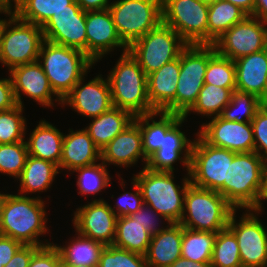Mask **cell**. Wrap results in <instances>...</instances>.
Returning a JSON list of instances; mask_svg holds the SVG:
<instances>
[{
    "label": "cell",
    "mask_w": 267,
    "mask_h": 267,
    "mask_svg": "<svg viewBox=\"0 0 267 267\" xmlns=\"http://www.w3.org/2000/svg\"><path fill=\"white\" fill-rule=\"evenodd\" d=\"M41 198L0 192V234L23 245L53 244L39 240L41 235L48 234L46 203Z\"/></svg>",
    "instance_id": "obj_1"
},
{
    "label": "cell",
    "mask_w": 267,
    "mask_h": 267,
    "mask_svg": "<svg viewBox=\"0 0 267 267\" xmlns=\"http://www.w3.org/2000/svg\"><path fill=\"white\" fill-rule=\"evenodd\" d=\"M267 163L255 152L235 153L229 162L224 198L236 209H265Z\"/></svg>",
    "instance_id": "obj_2"
},
{
    "label": "cell",
    "mask_w": 267,
    "mask_h": 267,
    "mask_svg": "<svg viewBox=\"0 0 267 267\" xmlns=\"http://www.w3.org/2000/svg\"><path fill=\"white\" fill-rule=\"evenodd\" d=\"M121 53L107 75L113 107L126 110L134 117L156 112L148 98L147 75L129 51Z\"/></svg>",
    "instance_id": "obj_3"
},
{
    "label": "cell",
    "mask_w": 267,
    "mask_h": 267,
    "mask_svg": "<svg viewBox=\"0 0 267 267\" xmlns=\"http://www.w3.org/2000/svg\"><path fill=\"white\" fill-rule=\"evenodd\" d=\"M38 62L51 88L63 101L78 81L87 76L95 63L82 51L44 40Z\"/></svg>",
    "instance_id": "obj_4"
},
{
    "label": "cell",
    "mask_w": 267,
    "mask_h": 267,
    "mask_svg": "<svg viewBox=\"0 0 267 267\" xmlns=\"http://www.w3.org/2000/svg\"><path fill=\"white\" fill-rule=\"evenodd\" d=\"M133 178L142 193L143 203L165 217L170 223H179L184 211V196L190 183L187 174L182 187L175 183L174 172L153 171L144 167Z\"/></svg>",
    "instance_id": "obj_5"
},
{
    "label": "cell",
    "mask_w": 267,
    "mask_h": 267,
    "mask_svg": "<svg viewBox=\"0 0 267 267\" xmlns=\"http://www.w3.org/2000/svg\"><path fill=\"white\" fill-rule=\"evenodd\" d=\"M236 209L217 191L192 184L184 196V211L179 222L184 228L217 233L228 226Z\"/></svg>",
    "instance_id": "obj_6"
},
{
    "label": "cell",
    "mask_w": 267,
    "mask_h": 267,
    "mask_svg": "<svg viewBox=\"0 0 267 267\" xmlns=\"http://www.w3.org/2000/svg\"><path fill=\"white\" fill-rule=\"evenodd\" d=\"M0 33V63L12 68L38 61L44 41L42 26L19 19L11 10Z\"/></svg>",
    "instance_id": "obj_7"
},
{
    "label": "cell",
    "mask_w": 267,
    "mask_h": 267,
    "mask_svg": "<svg viewBox=\"0 0 267 267\" xmlns=\"http://www.w3.org/2000/svg\"><path fill=\"white\" fill-rule=\"evenodd\" d=\"M196 136L191 151L190 183L217 191L224 197V182H228L229 162H232L235 153L211 146L197 133Z\"/></svg>",
    "instance_id": "obj_8"
},
{
    "label": "cell",
    "mask_w": 267,
    "mask_h": 267,
    "mask_svg": "<svg viewBox=\"0 0 267 267\" xmlns=\"http://www.w3.org/2000/svg\"><path fill=\"white\" fill-rule=\"evenodd\" d=\"M109 10L128 47L162 22V0H113Z\"/></svg>",
    "instance_id": "obj_9"
},
{
    "label": "cell",
    "mask_w": 267,
    "mask_h": 267,
    "mask_svg": "<svg viewBox=\"0 0 267 267\" xmlns=\"http://www.w3.org/2000/svg\"><path fill=\"white\" fill-rule=\"evenodd\" d=\"M188 44L170 26L161 22L143 37L135 40L128 51L146 75L178 58Z\"/></svg>",
    "instance_id": "obj_10"
},
{
    "label": "cell",
    "mask_w": 267,
    "mask_h": 267,
    "mask_svg": "<svg viewBox=\"0 0 267 267\" xmlns=\"http://www.w3.org/2000/svg\"><path fill=\"white\" fill-rule=\"evenodd\" d=\"M216 53L213 45H187L180 53V73L175 97V113L184 115L196 102L204 85L209 59Z\"/></svg>",
    "instance_id": "obj_11"
},
{
    "label": "cell",
    "mask_w": 267,
    "mask_h": 267,
    "mask_svg": "<svg viewBox=\"0 0 267 267\" xmlns=\"http://www.w3.org/2000/svg\"><path fill=\"white\" fill-rule=\"evenodd\" d=\"M208 11L199 0H162V22L188 45H208Z\"/></svg>",
    "instance_id": "obj_12"
},
{
    "label": "cell",
    "mask_w": 267,
    "mask_h": 267,
    "mask_svg": "<svg viewBox=\"0 0 267 267\" xmlns=\"http://www.w3.org/2000/svg\"><path fill=\"white\" fill-rule=\"evenodd\" d=\"M236 212L231 214L227 227L237 239L242 267H267V227L258 218L261 211L247 209L239 222Z\"/></svg>",
    "instance_id": "obj_13"
},
{
    "label": "cell",
    "mask_w": 267,
    "mask_h": 267,
    "mask_svg": "<svg viewBox=\"0 0 267 267\" xmlns=\"http://www.w3.org/2000/svg\"><path fill=\"white\" fill-rule=\"evenodd\" d=\"M216 52L231 60L267 48V22L248 15L212 44Z\"/></svg>",
    "instance_id": "obj_14"
},
{
    "label": "cell",
    "mask_w": 267,
    "mask_h": 267,
    "mask_svg": "<svg viewBox=\"0 0 267 267\" xmlns=\"http://www.w3.org/2000/svg\"><path fill=\"white\" fill-rule=\"evenodd\" d=\"M116 221L110 204L99 198L76 208L72 223L77 234L109 246L115 240Z\"/></svg>",
    "instance_id": "obj_15"
},
{
    "label": "cell",
    "mask_w": 267,
    "mask_h": 267,
    "mask_svg": "<svg viewBox=\"0 0 267 267\" xmlns=\"http://www.w3.org/2000/svg\"><path fill=\"white\" fill-rule=\"evenodd\" d=\"M86 11L76 0L71 10L54 13L42 26L44 40L78 49L87 55Z\"/></svg>",
    "instance_id": "obj_16"
},
{
    "label": "cell",
    "mask_w": 267,
    "mask_h": 267,
    "mask_svg": "<svg viewBox=\"0 0 267 267\" xmlns=\"http://www.w3.org/2000/svg\"><path fill=\"white\" fill-rule=\"evenodd\" d=\"M201 125L197 134L209 145L234 153L254 151V135L251 122L228 121L221 116L211 118Z\"/></svg>",
    "instance_id": "obj_17"
},
{
    "label": "cell",
    "mask_w": 267,
    "mask_h": 267,
    "mask_svg": "<svg viewBox=\"0 0 267 267\" xmlns=\"http://www.w3.org/2000/svg\"><path fill=\"white\" fill-rule=\"evenodd\" d=\"M9 75L18 105L24 107L22 94L44 107L55 106V101L62 105V100L54 93L38 61L16 66L9 71Z\"/></svg>",
    "instance_id": "obj_18"
},
{
    "label": "cell",
    "mask_w": 267,
    "mask_h": 267,
    "mask_svg": "<svg viewBox=\"0 0 267 267\" xmlns=\"http://www.w3.org/2000/svg\"><path fill=\"white\" fill-rule=\"evenodd\" d=\"M102 76L97 75L88 83H83L85 76L82 77L62 101V108L66 104L78 114L91 119L109 111L113 107L111 89L108 79Z\"/></svg>",
    "instance_id": "obj_19"
},
{
    "label": "cell",
    "mask_w": 267,
    "mask_h": 267,
    "mask_svg": "<svg viewBox=\"0 0 267 267\" xmlns=\"http://www.w3.org/2000/svg\"><path fill=\"white\" fill-rule=\"evenodd\" d=\"M87 56L96 64L117 48L128 46L119 37L109 9L86 11ZM117 47V48H116Z\"/></svg>",
    "instance_id": "obj_20"
},
{
    "label": "cell",
    "mask_w": 267,
    "mask_h": 267,
    "mask_svg": "<svg viewBox=\"0 0 267 267\" xmlns=\"http://www.w3.org/2000/svg\"><path fill=\"white\" fill-rule=\"evenodd\" d=\"M185 121L187 120L182 116L163 134L162 145L147 159L146 168L153 171L175 172L173 164L180 161L189 174L194 139L192 141L187 139L185 132L180 130Z\"/></svg>",
    "instance_id": "obj_21"
},
{
    "label": "cell",
    "mask_w": 267,
    "mask_h": 267,
    "mask_svg": "<svg viewBox=\"0 0 267 267\" xmlns=\"http://www.w3.org/2000/svg\"><path fill=\"white\" fill-rule=\"evenodd\" d=\"M141 159L146 167L147 159L145 158L142 148V135L138 123L134 120L128 127L120 132L101 150V161L107 166L131 167L136 165Z\"/></svg>",
    "instance_id": "obj_22"
},
{
    "label": "cell",
    "mask_w": 267,
    "mask_h": 267,
    "mask_svg": "<svg viewBox=\"0 0 267 267\" xmlns=\"http://www.w3.org/2000/svg\"><path fill=\"white\" fill-rule=\"evenodd\" d=\"M180 73V55L147 75L148 98L156 112L175 113V97Z\"/></svg>",
    "instance_id": "obj_23"
},
{
    "label": "cell",
    "mask_w": 267,
    "mask_h": 267,
    "mask_svg": "<svg viewBox=\"0 0 267 267\" xmlns=\"http://www.w3.org/2000/svg\"><path fill=\"white\" fill-rule=\"evenodd\" d=\"M64 135L59 170L72 172L101 161V150L95 145L85 129L72 130Z\"/></svg>",
    "instance_id": "obj_24"
},
{
    "label": "cell",
    "mask_w": 267,
    "mask_h": 267,
    "mask_svg": "<svg viewBox=\"0 0 267 267\" xmlns=\"http://www.w3.org/2000/svg\"><path fill=\"white\" fill-rule=\"evenodd\" d=\"M236 90L254 94L259 99L267 86V48L234 60Z\"/></svg>",
    "instance_id": "obj_25"
},
{
    "label": "cell",
    "mask_w": 267,
    "mask_h": 267,
    "mask_svg": "<svg viewBox=\"0 0 267 267\" xmlns=\"http://www.w3.org/2000/svg\"><path fill=\"white\" fill-rule=\"evenodd\" d=\"M183 226L171 223L164 231L153 235L145 254L148 267H169L181 257Z\"/></svg>",
    "instance_id": "obj_26"
},
{
    "label": "cell",
    "mask_w": 267,
    "mask_h": 267,
    "mask_svg": "<svg viewBox=\"0 0 267 267\" xmlns=\"http://www.w3.org/2000/svg\"><path fill=\"white\" fill-rule=\"evenodd\" d=\"M64 133L48 121L40 120L27 139L28 155L53 162L59 168Z\"/></svg>",
    "instance_id": "obj_27"
},
{
    "label": "cell",
    "mask_w": 267,
    "mask_h": 267,
    "mask_svg": "<svg viewBox=\"0 0 267 267\" xmlns=\"http://www.w3.org/2000/svg\"><path fill=\"white\" fill-rule=\"evenodd\" d=\"M134 116L123 109L112 107L109 111L102 113L85 127V131L90 135L95 145L102 150L120 132L128 127Z\"/></svg>",
    "instance_id": "obj_28"
},
{
    "label": "cell",
    "mask_w": 267,
    "mask_h": 267,
    "mask_svg": "<svg viewBox=\"0 0 267 267\" xmlns=\"http://www.w3.org/2000/svg\"><path fill=\"white\" fill-rule=\"evenodd\" d=\"M59 173L58 166L53 162L28 155L23 171L16 179L20 182L18 194L28 196L30 193L46 192Z\"/></svg>",
    "instance_id": "obj_29"
},
{
    "label": "cell",
    "mask_w": 267,
    "mask_h": 267,
    "mask_svg": "<svg viewBox=\"0 0 267 267\" xmlns=\"http://www.w3.org/2000/svg\"><path fill=\"white\" fill-rule=\"evenodd\" d=\"M156 117H159L158 121L154 119ZM181 117L182 115L178 113L160 111L136 116L134 118L140 127L142 148L146 159L160 149L163 141V134H165Z\"/></svg>",
    "instance_id": "obj_30"
},
{
    "label": "cell",
    "mask_w": 267,
    "mask_h": 267,
    "mask_svg": "<svg viewBox=\"0 0 267 267\" xmlns=\"http://www.w3.org/2000/svg\"><path fill=\"white\" fill-rule=\"evenodd\" d=\"M75 0H15L11 11L22 21L43 26L61 10H71Z\"/></svg>",
    "instance_id": "obj_31"
},
{
    "label": "cell",
    "mask_w": 267,
    "mask_h": 267,
    "mask_svg": "<svg viewBox=\"0 0 267 267\" xmlns=\"http://www.w3.org/2000/svg\"><path fill=\"white\" fill-rule=\"evenodd\" d=\"M152 235L130 216L117 218L113 246L140 255L147 253Z\"/></svg>",
    "instance_id": "obj_32"
},
{
    "label": "cell",
    "mask_w": 267,
    "mask_h": 267,
    "mask_svg": "<svg viewBox=\"0 0 267 267\" xmlns=\"http://www.w3.org/2000/svg\"><path fill=\"white\" fill-rule=\"evenodd\" d=\"M75 235L78 236H73L66 245L53 243L60 252L63 265L98 266L100 253L105 246L77 233Z\"/></svg>",
    "instance_id": "obj_33"
},
{
    "label": "cell",
    "mask_w": 267,
    "mask_h": 267,
    "mask_svg": "<svg viewBox=\"0 0 267 267\" xmlns=\"http://www.w3.org/2000/svg\"><path fill=\"white\" fill-rule=\"evenodd\" d=\"M248 16L243 10L226 0L209 4L208 45H212L224 32Z\"/></svg>",
    "instance_id": "obj_34"
},
{
    "label": "cell",
    "mask_w": 267,
    "mask_h": 267,
    "mask_svg": "<svg viewBox=\"0 0 267 267\" xmlns=\"http://www.w3.org/2000/svg\"><path fill=\"white\" fill-rule=\"evenodd\" d=\"M236 88H222L204 84L193 106L183 115L185 119L191 112L212 118L220 116L223 109L229 104L232 92ZM210 116V117H209Z\"/></svg>",
    "instance_id": "obj_35"
},
{
    "label": "cell",
    "mask_w": 267,
    "mask_h": 267,
    "mask_svg": "<svg viewBox=\"0 0 267 267\" xmlns=\"http://www.w3.org/2000/svg\"><path fill=\"white\" fill-rule=\"evenodd\" d=\"M216 233L183 227L181 256L195 262H211Z\"/></svg>",
    "instance_id": "obj_36"
},
{
    "label": "cell",
    "mask_w": 267,
    "mask_h": 267,
    "mask_svg": "<svg viewBox=\"0 0 267 267\" xmlns=\"http://www.w3.org/2000/svg\"><path fill=\"white\" fill-rule=\"evenodd\" d=\"M210 264L212 267H242L237 239L228 227L216 233Z\"/></svg>",
    "instance_id": "obj_37"
},
{
    "label": "cell",
    "mask_w": 267,
    "mask_h": 267,
    "mask_svg": "<svg viewBox=\"0 0 267 267\" xmlns=\"http://www.w3.org/2000/svg\"><path fill=\"white\" fill-rule=\"evenodd\" d=\"M101 163H95L89 166L79 167L72 171L77 174V187L79 188L78 194L95 195L103 189L108 188L112 183L107 166Z\"/></svg>",
    "instance_id": "obj_38"
},
{
    "label": "cell",
    "mask_w": 267,
    "mask_h": 267,
    "mask_svg": "<svg viewBox=\"0 0 267 267\" xmlns=\"http://www.w3.org/2000/svg\"><path fill=\"white\" fill-rule=\"evenodd\" d=\"M260 107V99L254 94L234 90L220 116L228 121L251 122Z\"/></svg>",
    "instance_id": "obj_39"
},
{
    "label": "cell",
    "mask_w": 267,
    "mask_h": 267,
    "mask_svg": "<svg viewBox=\"0 0 267 267\" xmlns=\"http://www.w3.org/2000/svg\"><path fill=\"white\" fill-rule=\"evenodd\" d=\"M204 84L222 88H236L234 61L216 52L208 61Z\"/></svg>",
    "instance_id": "obj_40"
},
{
    "label": "cell",
    "mask_w": 267,
    "mask_h": 267,
    "mask_svg": "<svg viewBox=\"0 0 267 267\" xmlns=\"http://www.w3.org/2000/svg\"><path fill=\"white\" fill-rule=\"evenodd\" d=\"M24 107H15L0 111V144L26 141V117H23Z\"/></svg>",
    "instance_id": "obj_41"
},
{
    "label": "cell",
    "mask_w": 267,
    "mask_h": 267,
    "mask_svg": "<svg viewBox=\"0 0 267 267\" xmlns=\"http://www.w3.org/2000/svg\"><path fill=\"white\" fill-rule=\"evenodd\" d=\"M28 157L26 141L0 144V173L19 178Z\"/></svg>",
    "instance_id": "obj_42"
},
{
    "label": "cell",
    "mask_w": 267,
    "mask_h": 267,
    "mask_svg": "<svg viewBox=\"0 0 267 267\" xmlns=\"http://www.w3.org/2000/svg\"><path fill=\"white\" fill-rule=\"evenodd\" d=\"M97 267H148L144 255L117 248L105 246L100 253Z\"/></svg>",
    "instance_id": "obj_43"
},
{
    "label": "cell",
    "mask_w": 267,
    "mask_h": 267,
    "mask_svg": "<svg viewBox=\"0 0 267 267\" xmlns=\"http://www.w3.org/2000/svg\"><path fill=\"white\" fill-rule=\"evenodd\" d=\"M131 181V184H133L134 192L124 191V194L119 196L116 205H114V207L110 205V208L116 214L117 218L130 216L131 214L139 210L144 204L138 183L134 178H132Z\"/></svg>",
    "instance_id": "obj_44"
},
{
    "label": "cell",
    "mask_w": 267,
    "mask_h": 267,
    "mask_svg": "<svg viewBox=\"0 0 267 267\" xmlns=\"http://www.w3.org/2000/svg\"><path fill=\"white\" fill-rule=\"evenodd\" d=\"M254 151L267 163V108L260 107L251 120Z\"/></svg>",
    "instance_id": "obj_45"
},
{
    "label": "cell",
    "mask_w": 267,
    "mask_h": 267,
    "mask_svg": "<svg viewBox=\"0 0 267 267\" xmlns=\"http://www.w3.org/2000/svg\"><path fill=\"white\" fill-rule=\"evenodd\" d=\"M130 217L136 219V221H138L152 236L164 231L171 224L165 217L144 204L139 210L131 214ZM159 217H161V219ZM163 219L168 225L160 227L159 223H161V220Z\"/></svg>",
    "instance_id": "obj_46"
},
{
    "label": "cell",
    "mask_w": 267,
    "mask_h": 267,
    "mask_svg": "<svg viewBox=\"0 0 267 267\" xmlns=\"http://www.w3.org/2000/svg\"><path fill=\"white\" fill-rule=\"evenodd\" d=\"M28 267H64L54 244L40 247L31 257Z\"/></svg>",
    "instance_id": "obj_47"
},
{
    "label": "cell",
    "mask_w": 267,
    "mask_h": 267,
    "mask_svg": "<svg viewBox=\"0 0 267 267\" xmlns=\"http://www.w3.org/2000/svg\"><path fill=\"white\" fill-rule=\"evenodd\" d=\"M23 244L0 234V264L6 266Z\"/></svg>",
    "instance_id": "obj_48"
},
{
    "label": "cell",
    "mask_w": 267,
    "mask_h": 267,
    "mask_svg": "<svg viewBox=\"0 0 267 267\" xmlns=\"http://www.w3.org/2000/svg\"><path fill=\"white\" fill-rule=\"evenodd\" d=\"M17 105L13 84L10 78H1L0 79V111H5L11 109Z\"/></svg>",
    "instance_id": "obj_49"
},
{
    "label": "cell",
    "mask_w": 267,
    "mask_h": 267,
    "mask_svg": "<svg viewBox=\"0 0 267 267\" xmlns=\"http://www.w3.org/2000/svg\"><path fill=\"white\" fill-rule=\"evenodd\" d=\"M39 246L23 245L4 267H28L32 255L39 249Z\"/></svg>",
    "instance_id": "obj_50"
},
{
    "label": "cell",
    "mask_w": 267,
    "mask_h": 267,
    "mask_svg": "<svg viewBox=\"0 0 267 267\" xmlns=\"http://www.w3.org/2000/svg\"><path fill=\"white\" fill-rule=\"evenodd\" d=\"M76 2L84 11L105 10L112 4L109 0H76Z\"/></svg>",
    "instance_id": "obj_51"
},
{
    "label": "cell",
    "mask_w": 267,
    "mask_h": 267,
    "mask_svg": "<svg viewBox=\"0 0 267 267\" xmlns=\"http://www.w3.org/2000/svg\"><path fill=\"white\" fill-rule=\"evenodd\" d=\"M169 267H212V265L210 262H195L181 256Z\"/></svg>",
    "instance_id": "obj_52"
},
{
    "label": "cell",
    "mask_w": 267,
    "mask_h": 267,
    "mask_svg": "<svg viewBox=\"0 0 267 267\" xmlns=\"http://www.w3.org/2000/svg\"><path fill=\"white\" fill-rule=\"evenodd\" d=\"M263 22H267V0H255L253 15Z\"/></svg>",
    "instance_id": "obj_53"
},
{
    "label": "cell",
    "mask_w": 267,
    "mask_h": 267,
    "mask_svg": "<svg viewBox=\"0 0 267 267\" xmlns=\"http://www.w3.org/2000/svg\"><path fill=\"white\" fill-rule=\"evenodd\" d=\"M243 10L247 15H253L255 0H226Z\"/></svg>",
    "instance_id": "obj_54"
},
{
    "label": "cell",
    "mask_w": 267,
    "mask_h": 267,
    "mask_svg": "<svg viewBox=\"0 0 267 267\" xmlns=\"http://www.w3.org/2000/svg\"><path fill=\"white\" fill-rule=\"evenodd\" d=\"M10 10L11 8L3 0H0V14L3 13L6 15Z\"/></svg>",
    "instance_id": "obj_55"
},
{
    "label": "cell",
    "mask_w": 267,
    "mask_h": 267,
    "mask_svg": "<svg viewBox=\"0 0 267 267\" xmlns=\"http://www.w3.org/2000/svg\"><path fill=\"white\" fill-rule=\"evenodd\" d=\"M260 105H261L262 107L267 108V86H266V89H265L264 94H263L262 97L260 98Z\"/></svg>",
    "instance_id": "obj_56"
},
{
    "label": "cell",
    "mask_w": 267,
    "mask_h": 267,
    "mask_svg": "<svg viewBox=\"0 0 267 267\" xmlns=\"http://www.w3.org/2000/svg\"><path fill=\"white\" fill-rule=\"evenodd\" d=\"M64 267H97V266H89V265H64Z\"/></svg>",
    "instance_id": "obj_57"
},
{
    "label": "cell",
    "mask_w": 267,
    "mask_h": 267,
    "mask_svg": "<svg viewBox=\"0 0 267 267\" xmlns=\"http://www.w3.org/2000/svg\"><path fill=\"white\" fill-rule=\"evenodd\" d=\"M10 8H12L13 3L15 0H3Z\"/></svg>",
    "instance_id": "obj_58"
},
{
    "label": "cell",
    "mask_w": 267,
    "mask_h": 267,
    "mask_svg": "<svg viewBox=\"0 0 267 267\" xmlns=\"http://www.w3.org/2000/svg\"><path fill=\"white\" fill-rule=\"evenodd\" d=\"M199 1H201L203 3H206V4H211V3H214V2H216L218 0H199Z\"/></svg>",
    "instance_id": "obj_59"
},
{
    "label": "cell",
    "mask_w": 267,
    "mask_h": 267,
    "mask_svg": "<svg viewBox=\"0 0 267 267\" xmlns=\"http://www.w3.org/2000/svg\"><path fill=\"white\" fill-rule=\"evenodd\" d=\"M2 25H3V18L0 20V33H1Z\"/></svg>",
    "instance_id": "obj_60"
}]
</instances>
